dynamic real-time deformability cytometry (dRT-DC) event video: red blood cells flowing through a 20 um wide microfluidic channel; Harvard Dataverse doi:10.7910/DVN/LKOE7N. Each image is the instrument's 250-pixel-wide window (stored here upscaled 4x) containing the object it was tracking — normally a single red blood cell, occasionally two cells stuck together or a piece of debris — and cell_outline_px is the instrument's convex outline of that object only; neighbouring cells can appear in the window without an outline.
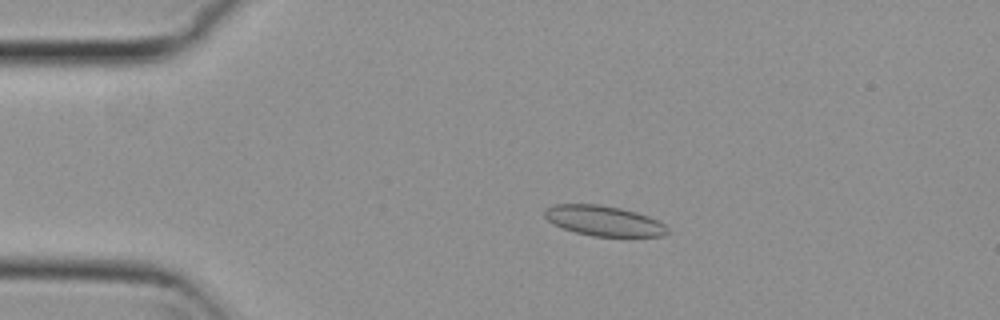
{"species": "common noctule bat (a hibernating species)", "species_latin": "Nyctalus noctula", "temperature_condition": "cold", "stored_images_in_passage": 52, "camera_frame_rate_fps": 3000, "um_per_image_px": 0.085, "animal": {"sex": "female", "body_mass_g": 29.2, "forearm_length_mm": 56.3}, "frame": {"image": 1, "passage_image": 11, "time_ms": 3.333, "image_size_px": [1000, 320], "cell_outline_px": [[672, 232], [664, 236], [592, 236], [576, 232], [564, 228], [548, 220], [544, 216], [544, 208], [556, 204], [596, 204], [620, 208], [636, 212], [648, 216], [664, 224]], "centroid_in_image_um": [51.35, 18.77], "position_along_channel_um": 33.7, "area_um2": 21.5}}
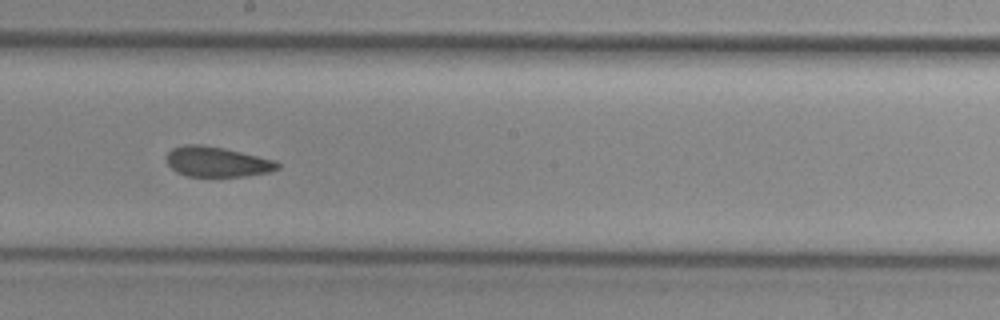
{"frame": {"image": 2, "passage_image": 30, "time_ms": 9.667, "image_size_px": [1000, 320], "cell_outline_px": [[280, 168], [272, 172], [248, 176], [188, 176], [176, 172], [168, 164], [164, 156], [172, 148], [184, 144], [200, 144], [224, 148], [276, 160], [280, 164]], "centroid_in_image_um": [18.46, 13.75], "position_along_channel_um": 229.7, "area_um2": 19.77}}
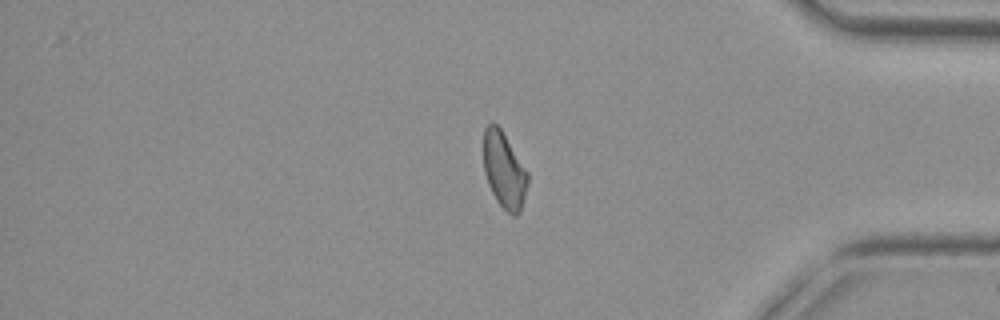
{"frame": {"image": 3, "passage_image": 45, "time_ms": 14.667, "image_size_px": [1000, 320], "cell_outline_px": [[528, 180], [520, 212], [516, 216], [512, 216], [496, 200], [488, 184], [484, 172], [484, 128], [492, 120], [500, 128], [528, 172]], "centroid_in_image_um": [42.84, 14.46], "position_along_channel_um": 392.4, "area_um2": 19.36}, "authors_computed_cell_mechanics": {"area_um2": 20.4034, "velocity_mm_per_s": 3.7947, "shape_relaxation_time_tau1_ms": null, "shape_relaxation_time_tau2_ms": 2.5729, "deformation_change_tau1": null, "deformation_change_tau2": 0.0873}}